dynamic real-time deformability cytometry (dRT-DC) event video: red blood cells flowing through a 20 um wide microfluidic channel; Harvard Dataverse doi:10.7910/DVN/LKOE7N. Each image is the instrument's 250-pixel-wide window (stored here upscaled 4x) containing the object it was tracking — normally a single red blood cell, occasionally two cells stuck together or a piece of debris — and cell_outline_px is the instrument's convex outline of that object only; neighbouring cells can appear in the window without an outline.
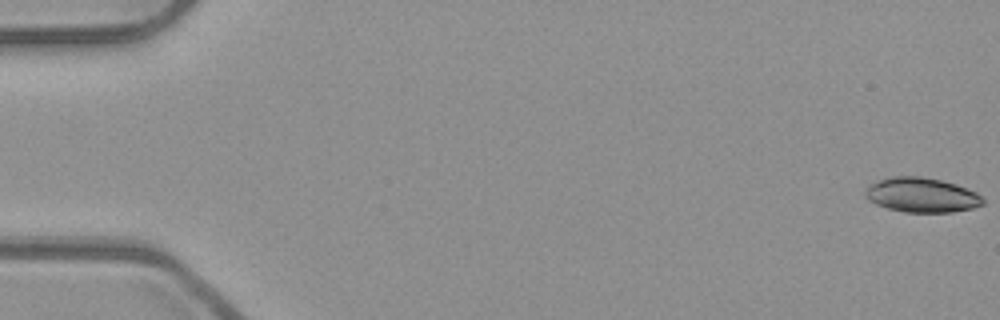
{"species": "common noctule bat (a hibernating species)", "species_latin": "Nyctalus noctula", "temperature_condition": "room temperature", "stored_images_in_passage": 9, "camera_frame_rate_fps": 3000, "um_per_image_px": 0.085, "animal": {"sex": "male", "body_mass_g": 23.1, "forearm_length_mm": 52.7}, "frame": {"image": 1, "passage_image": 1, "time_ms": 0.0, "image_size_px": [1000, 320], "cell_outline_px": [[984, 204], [972, 208], [952, 212], [904, 212], [888, 208], [876, 204], [868, 200], [864, 196], [864, 192], [868, 184], [892, 176], [920, 176], [940, 180], [956, 184], [976, 192], [984, 200]], "centroid_in_image_um": [78.31, 16.57], "position_along_channel_um": 6.7, "area_um2": 23.76}}